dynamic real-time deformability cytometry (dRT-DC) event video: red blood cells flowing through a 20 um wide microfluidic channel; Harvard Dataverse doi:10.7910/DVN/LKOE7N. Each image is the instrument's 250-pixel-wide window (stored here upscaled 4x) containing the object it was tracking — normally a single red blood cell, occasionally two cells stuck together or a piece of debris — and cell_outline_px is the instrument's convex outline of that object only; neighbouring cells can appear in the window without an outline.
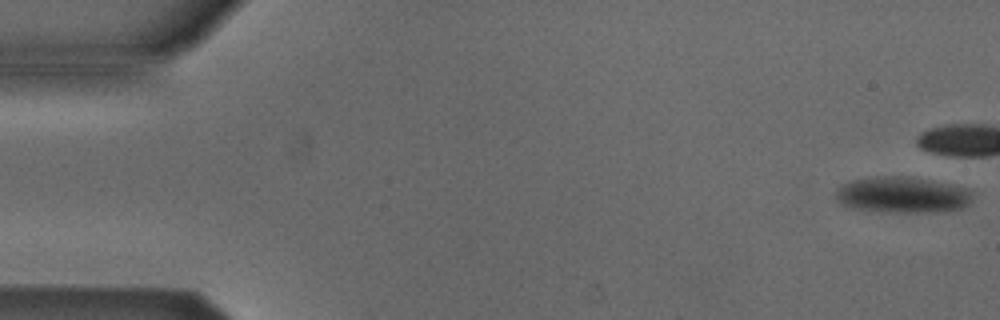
{"species": "Egyptian fruit bat (a non-hibernating species)", "species_latin": "Rousettus aegyptiacus", "temperature_condition": "cold", "stored_images_in_passage": 7, "camera_frame_rate_fps": 3000, "um_per_image_px": 0.085, "animal": {"sex": "male"}, "frame": {"image": 1, "passage_image": 1, "time_ms": 0.0, "image_size_px": [1000, 320], "cell_outline_px": [[972, 200], [964, 208], [948, 212], [880, 212], [852, 208], [840, 204], [836, 200], [836, 188], [852, 180], [924, 180], [948, 184], [964, 188], [972, 192]], "centroid_in_image_um": [76.74, 16.67], "position_along_channel_um": 8.3, "area_um2": 27.46}}
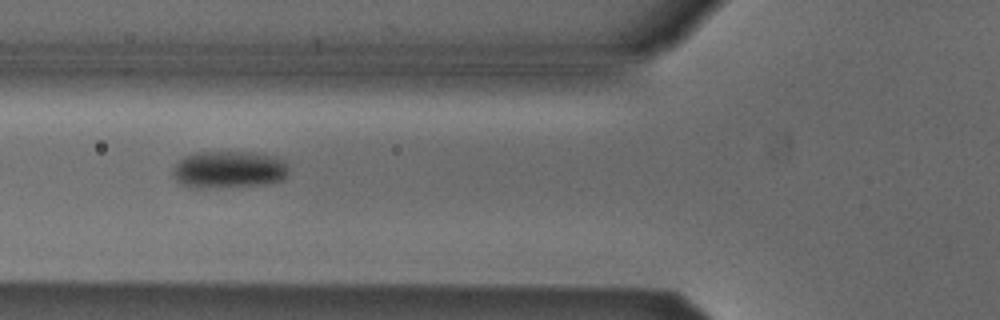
{"frame": {"image": 2, "passage_image": 6, "time_ms": 1.667, "image_size_px": [1000, 320], "cell_outline_px": [[288, 172], [284, 180], [264, 184], [200, 188], [188, 188], [180, 184], [172, 176], [172, 168], [184, 156], [196, 152], [252, 152], [272, 156], [284, 160], [288, 168]], "centroid_in_image_um": [19.41, 14.42], "position_along_channel_um": 106.4, "area_um2": 25.26}}
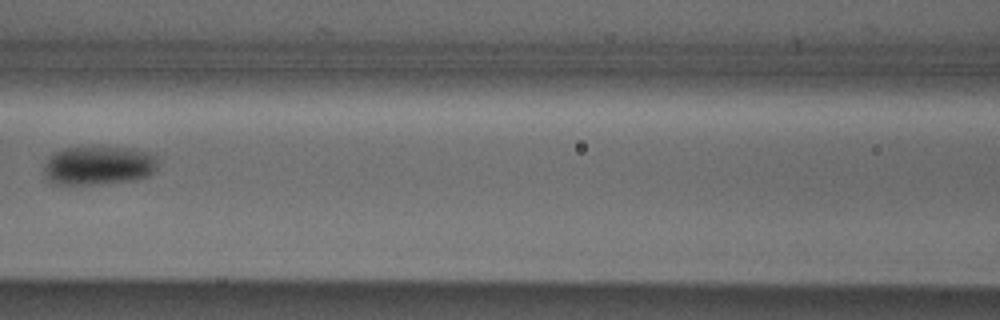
{"frame": {"image": 3, "passage_image": 7, "time_ms": 2.0, "image_size_px": [1000, 320], "cell_outline_px": [[156, 168], [148, 176], [136, 180], [100, 184], [48, 184], [44, 176], [44, 160], [56, 152], [64, 148], [96, 144], [132, 148], [148, 152], [156, 156]], "centroid_in_image_um": [8.33, 14.03], "position_along_channel_um": 158.3, "area_um2": 26.88}}